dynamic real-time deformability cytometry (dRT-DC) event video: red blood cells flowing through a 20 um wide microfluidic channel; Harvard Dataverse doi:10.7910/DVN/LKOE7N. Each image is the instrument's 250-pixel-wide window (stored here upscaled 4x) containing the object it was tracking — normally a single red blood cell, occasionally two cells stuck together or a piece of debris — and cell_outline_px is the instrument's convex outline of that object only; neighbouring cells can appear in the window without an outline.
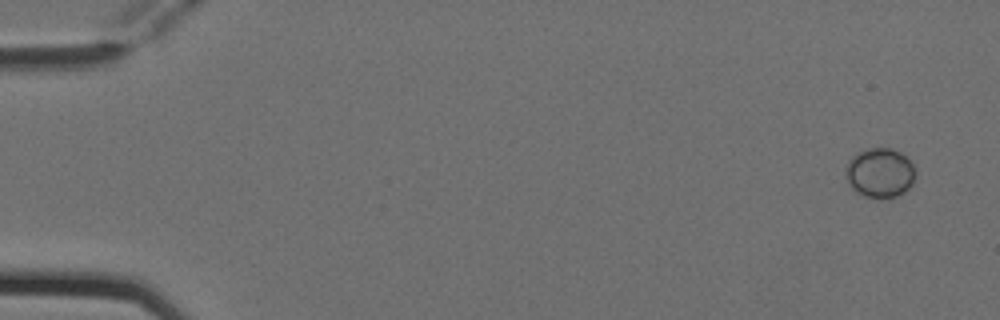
{"species": "Egyptian fruit bat (a non-hibernating species)", "species_latin": "Rousettus aegyptiacus", "temperature_condition": "cold", "stored_images_in_passage": 4, "camera_frame_rate_fps": 3000, "um_per_image_px": 0.085, "animal": {"sex": "female"}, "frame": {"image": 1, "passage_image": 1, "time_ms": 0.0, "image_size_px": [1000, 320], "cell_outline_px": [[916, 172], [912, 184], [904, 192], [896, 196], [864, 196], [856, 192], [848, 184], [848, 160], [852, 156], [860, 152], [872, 148], [892, 148], [900, 152], [912, 164]], "centroid_in_image_um": [74.82, 14.67], "position_along_channel_um": 10.2, "area_um2": 19.54}}
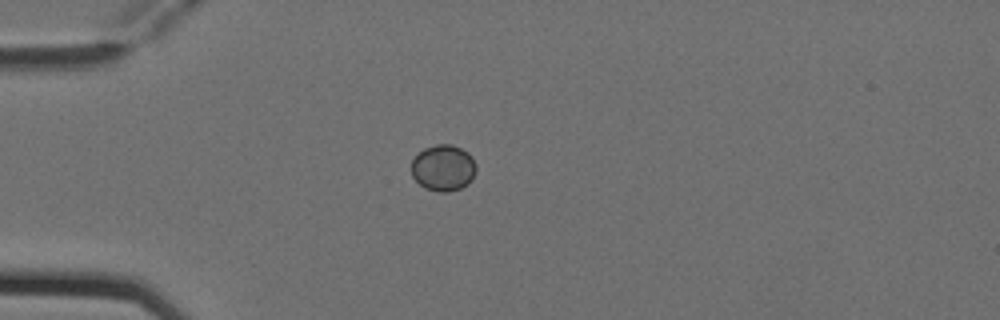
{"frame": {"image": 2, "passage_image": 4, "time_ms": 1.0, "image_size_px": [1000, 320], "cell_outline_px": [[476, 168], [472, 176], [460, 188], [448, 192], [440, 192], [424, 188], [412, 176], [412, 160], [424, 148], [436, 144], [452, 144], [468, 152], [472, 156], [476, 164]], "centroid_in_image_um": [37.66, 14.25], "position_along_channel_um": 47.3, "area_um2": 17.22}}